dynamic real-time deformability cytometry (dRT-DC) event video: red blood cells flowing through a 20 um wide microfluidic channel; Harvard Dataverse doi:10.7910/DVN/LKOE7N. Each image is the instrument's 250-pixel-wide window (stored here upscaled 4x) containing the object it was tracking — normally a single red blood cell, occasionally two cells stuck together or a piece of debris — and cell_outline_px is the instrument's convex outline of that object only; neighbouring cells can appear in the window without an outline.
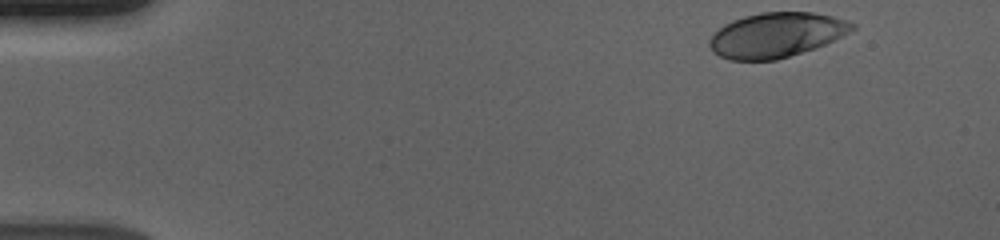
{"species": "human", "species_latin": "Homo sapiens", "temperature_condition": "cold", "stored_images_in_passage": 51, "camera_frame_rate_fps": 3000, "um_per_image_px": 0.085, "donor": {"sex": "male"}, "frame": {"image": 1, "passage_image": 1, "time_ms": 0.0, "image_size_px": [1000, 240], "cell_outline_px": [[856, 28], [816, 48], [776, 60], [728, 60], [712, 52], [708, 44], [708, 40], [724, 24], [732, 20], [744, 16], [760, 12], [812, 12], [832, 16], [856, 24]], "centroid_in_image_um": [65.95, 2.98], "position_along_channel_um": 19.1, "area_um2": 37.11}}
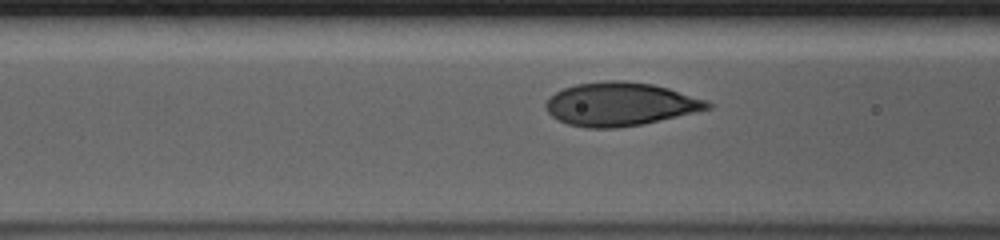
{"frame": {"image": 2, "passage_image": 18, "time_ms": 5.667, "image_size_px": [1000, 240], "cell_outline_px": [[712, 108], [644, 124], [616, 128], [588, 128], [568, 124], [552, 116], [548, 112], [544, 104], [556, 92], [564, 88], [576, 84], [608, 80], [624, 80], [652, 84], [668, 88], [708, 100], [712, 104]], "centroid_in_image_um": [52.74, 8.85], "position_along_channel_um": 113.9, "area_um2": 40.86}}
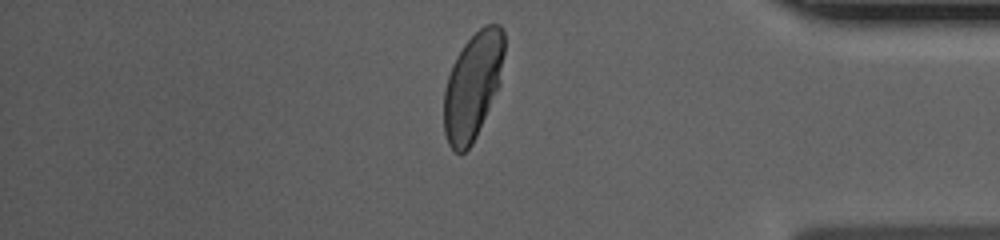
{"frame": {"image": 3, "passage_image": 43, "time_ms": 14.0, "image_size_px": [1000, 240], "cell_outline_px": [[504, 52], [500, 84], [476, 136], [472, 144], [464, 152], [456, 152], [448, 144], [444, 132], [444, 92], [448, 76], [452, 64], [456, 56], [464, 44], [484, 24], [500, 24], [504, 32]], "centroid_in_image_um": [40.19, 7.28], "position_along_channel_um": 395.0, "area_um2": 37.4}, "authors_computed_cell_mechanics": {"area_um2": 38.6104, "velocity_mm_per_s": 3.6608, "shape_relaxation_time_tau1_ms": 2.8454, "shape_relaxation_time_tau2_ms": null, "deformation_change_tau1": 0.164, "deformation_change_tau2": null}}